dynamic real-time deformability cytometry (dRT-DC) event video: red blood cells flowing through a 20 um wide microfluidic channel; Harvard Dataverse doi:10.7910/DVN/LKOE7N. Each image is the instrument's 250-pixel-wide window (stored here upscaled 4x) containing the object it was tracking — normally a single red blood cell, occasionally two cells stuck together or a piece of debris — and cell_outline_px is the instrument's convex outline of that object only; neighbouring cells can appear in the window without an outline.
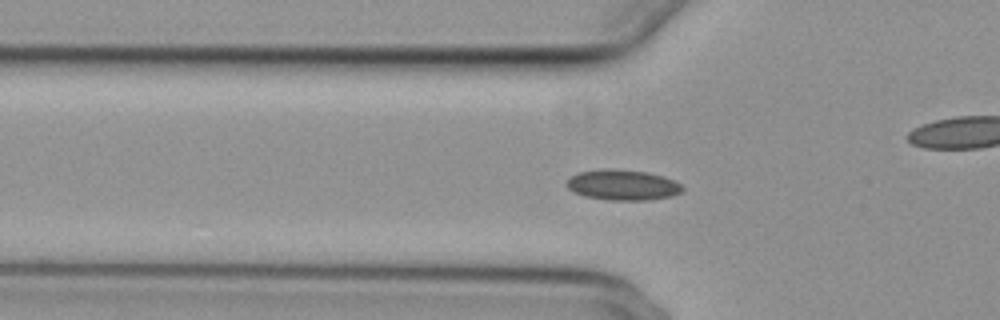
{"species": "common noctule bat (a hibernating species)", "species_latin": "Nyctalus noctula", "temperature_condition": "cold", "stored_images_in_passage": 46, "camera_frame_rate_fps": 3000, "um_per_image_px": 0.085, "animal": {"sex": "female", "body_mass_g": 29.2, "forearm_length_mm": 56.3}, "frame": {"image": 1, "passage_image": 8, "time_ms": 2.333, "image_size_px": [1000, 320], "cell_outline_px": [[684, 188], [680, 192], [672, 196], [648, 200], [608, 200], [584, 196], [572, 192], [564, 184], [572, 176], [580, 172], [604, 168], [612, 168], [648, 172], [664, 176], [676, 180]], "centroid_in_image_um": [52.93, 15.71], "position_along_channel_um": 72.9, "area_um2": 20.81}}
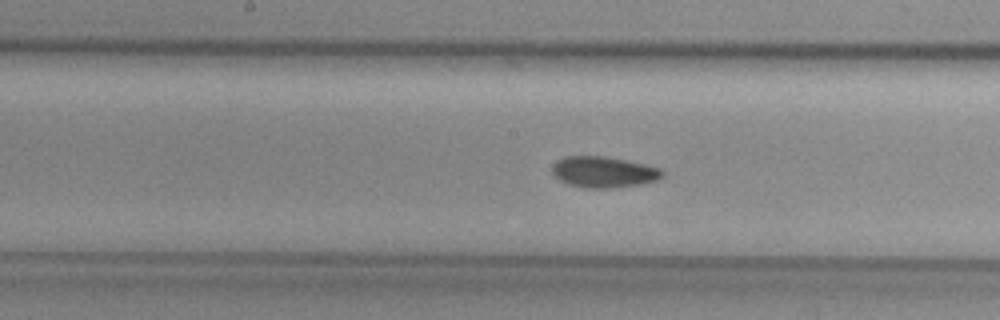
{"frame": {"image": 2, "passage_image": 18, "time_ms": 5.667, "image_size_px": [1000, 320], "cell_outline_px": [[664, 176], [656, 180], [640, 184], [612, 188], [588, 188], [568, 184], [560, 180], [552, 172], [552, 168], [556, 160], [564, 156], [604, 156], [644, 164], [660, 168], [664, 172]], "centroid_in_image_um": [51.3, 14.62], "position_along_channel_um": 196.9, "area_um2": 19.83}}
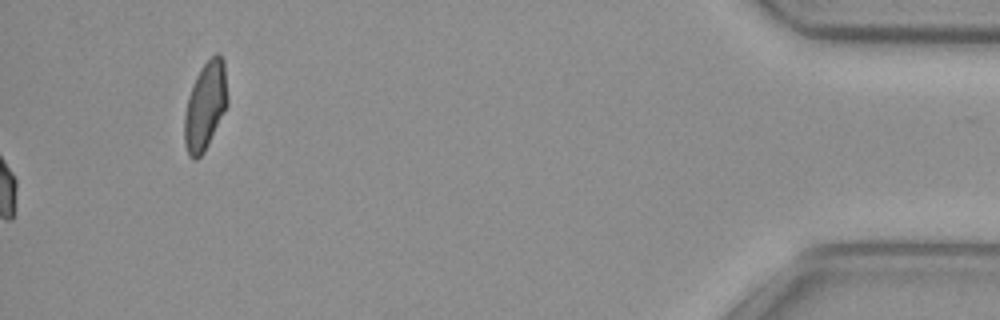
{"frame": {"image": 3, "passage_image": 46, "time_ms": 15.0, "image_size_px": [1000, 320], "cell_outline_px": [[228, 104], [204, 152], [196, 160], [192, 160], [188, 156], [184, 144], [184, 112], [188, 96], [196, 76], [200, 68], [216, 52], [220, 52], [224, 60], [228, 96]], "centroid_in_image_um": [17.44, 8.99], "position_along_channel_um": 417.8, "area_um2": 22.37}, "authors_computed_cell_mechanics": {"area_um2": 19.3341, "velocity_mm_per_s": 3.7138, "shape_relaxation_time_tau1_ms": 7.4396, "shape_relaxation_time_tau2_ms": 3.8352, "deformation_change_tau1": 0.0931, "deformation_change_tau2": 0.0466}}